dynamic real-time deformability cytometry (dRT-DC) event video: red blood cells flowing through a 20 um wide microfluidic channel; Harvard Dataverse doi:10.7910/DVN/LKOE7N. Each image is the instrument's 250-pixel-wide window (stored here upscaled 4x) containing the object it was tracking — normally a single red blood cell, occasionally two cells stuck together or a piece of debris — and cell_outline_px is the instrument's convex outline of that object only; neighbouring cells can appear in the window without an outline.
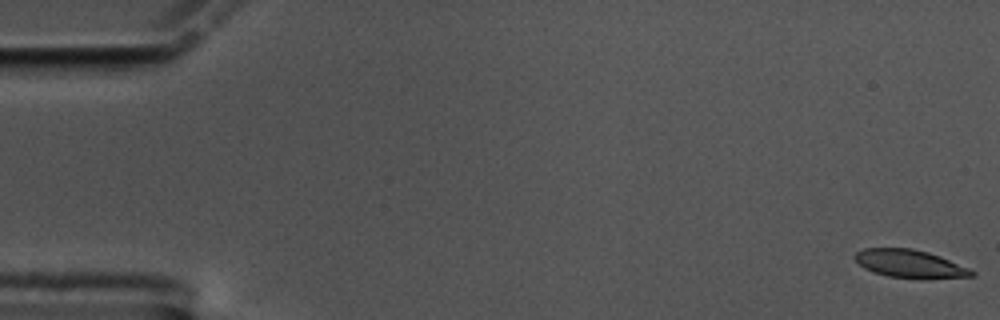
{"species": "common noctule bat (a hibernating species)", "species_latin": "Nyctalus noctula", "temperature_condition": "cold", "stored_images_in_passage": 59, "camera_frame_rate_fps": 3000, "um_per_image_px": 0.085, "animal": {"sex": "male", "body_mass_g": 17.5, "forearm_length_mm": 52.3}, "frame": {"image": 1, "passage_image": 1, "time_ms": 0.0, "image_size_px": [1000, 320], "cell_outline_px": [[976, 276], [888, 276], [864, 268], [852, 256], [856, 252], [864, 248], [912, 248], [928, 252], [940, 256], [968, 268], [976, 272]], "centroid_in_image_um": [77.26, 22.36], "position_along_channel_um": 7.7, "area_um2": 18.03}}
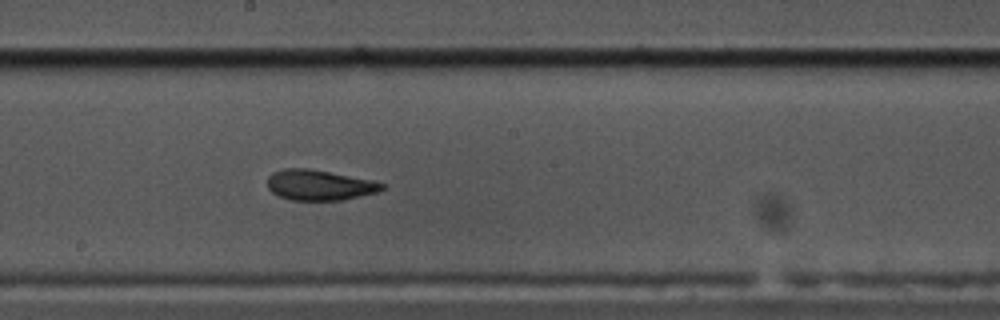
{"frame": {"image": 2, "passage_image": 32, "time_ms": 10.333, "image_size_px": [1000, 320], "cell_outline_px": [[384, 188], [376, 192], [344, 200], [292, 200], [280, 196], [272, 192], [268, 188], [268, 176], [272, 172], [284, 168], [308, 168], [372, 180], [384, 184]], "centroid_in_image_um": [27.12, 15.72], "position_along_channel_um": 221.1, "area_um2": 20.17}}
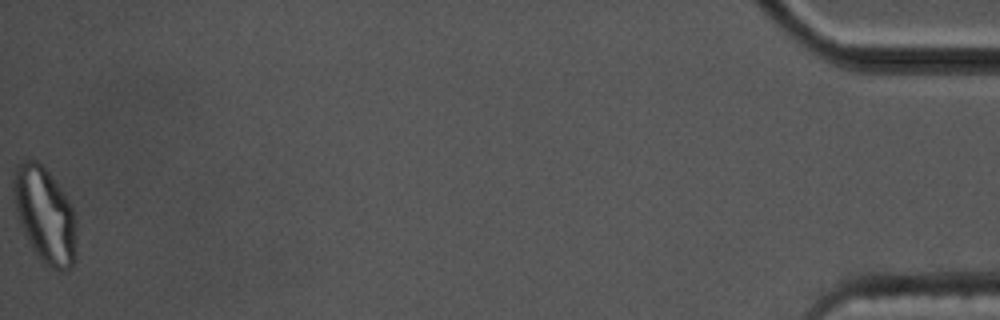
{"frame": {"image": 3, "passage_image": 59, "time_ms": 19.333, "image_size_px": [1000, 320], "cell_outline_px": [[76, 260], [72, 268], [64, 272], [44, 264], [28, 240], [20, 224], [16, 212], [12, 188], [12, 180], [16, 164], [24, 160], [36, 160], [44, 164], [68, 200], [72, 208], [76, 220]], "centroid_in_image_um": [3.82, 18.26], "position_along_channel_um": 431.4, "area_um2": 35.37}, "authors_computed_cell_mechanics": {"area_um2": 20.519, "velocity_mm_per_s": 3.4323, "shape_relaxation_time_tau1_ms": 9.9361, "shape_relaxation_time_tau2_ms": 2.5408, "deformation_change_tau1": 0.2281, "deformation_change_tau2": 0.1018}}